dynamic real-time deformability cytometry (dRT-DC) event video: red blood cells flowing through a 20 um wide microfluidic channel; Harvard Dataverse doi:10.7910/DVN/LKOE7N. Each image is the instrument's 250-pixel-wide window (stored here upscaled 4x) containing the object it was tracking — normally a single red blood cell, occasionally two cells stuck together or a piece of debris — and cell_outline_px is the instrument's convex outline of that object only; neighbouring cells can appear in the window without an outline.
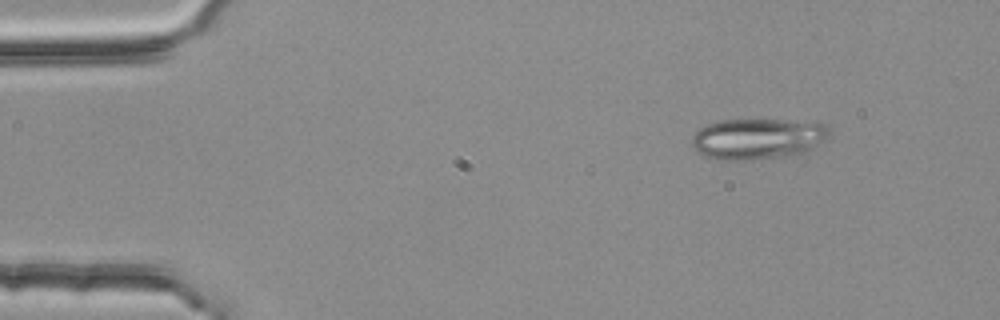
{"species": "common noctule bat (a hibernating species)", "species_latin": "Nyctalus noctula", "temperature_condition": "room temperature", "stored_images_in_passage": 3, "camera_frame_rate_fps": 3000, "um_per_image_px": 0.085, "animal": {"sex": "female", "body_mass_g": 25.1}, "frame": {"image": 1, "passage_image": 1, "time_ms": 0.0, "image_size_px": [1000, 320], "cell_outline_px": [[832, 132], [824, 140], [812, 148], [804, 152], [792, 156], [752, 160], [712, 160], [696, 152], [692, 144], [692, 136], [700, 128], [708, 124], [720, 120], [820, 120], [828, 124], [832, 128]], "centroid_in_image_um": [64.47, 11.79], "position_along_channel_um": 20.5, "area_um2": 33.7}}